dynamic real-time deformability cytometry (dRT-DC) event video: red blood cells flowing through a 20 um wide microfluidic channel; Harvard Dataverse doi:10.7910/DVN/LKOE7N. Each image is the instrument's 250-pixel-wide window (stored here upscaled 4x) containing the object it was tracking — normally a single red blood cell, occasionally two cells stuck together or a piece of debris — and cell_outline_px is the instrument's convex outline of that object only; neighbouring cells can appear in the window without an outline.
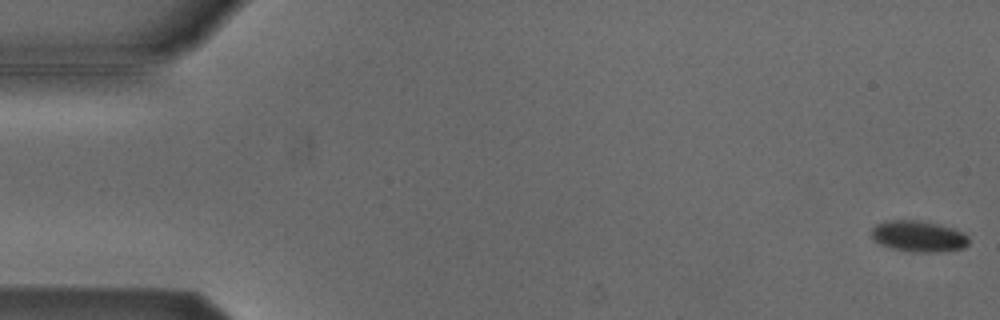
{"species": "Egyptian fruit bat (a non-hibernating species)", "species_latin": "Rousettus aegyptiacus", "temperature_condition": "cold", "stored_images_in_passage": 5, "camera_frame_rate_fps": 3000, "um_per_image_px": 0.085, "animal": {"sex": "male"}, "frame": {"image": 1, "passage_image": 1, "time_ms": 0.0, "image_size_px": [1000, 320], "cell_outline_px": [[968, 244], [964, 248], [940, 252], [912, 252], [892, 248], [880, 244], [872, 240], [872, 228], [876, 224], [888, 220], [916, 220], [936, 224], [952, 228], [964, 232], [968, 236]], "centroid_in_image_um": [78.07, 20.09], "position_along_channel_um": 6.9, "area_um2": 17.69}}
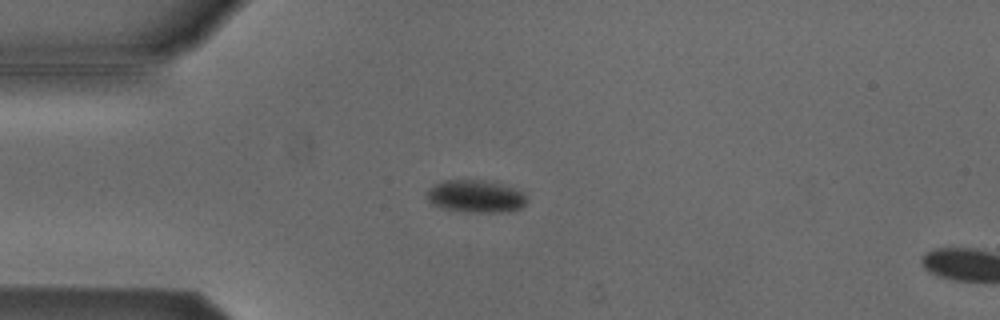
{"frame": {"image": 2, "passage_image": 4, "time_ms": 1.0, "image_size_px": [1000, 320], "cell_outline_px": [[528, 200], [520, 208], [512, 212], [468, 212], [440, 208], [432, 204], [428, 200], [428, 192], [436, 184], [444, 180], [484, 180], [500, 184], [524, 192]], "centroid_in_image_um": [40.47, 16.7], "position_along_channel_um": 44.5, "area_um2": 18.84}}